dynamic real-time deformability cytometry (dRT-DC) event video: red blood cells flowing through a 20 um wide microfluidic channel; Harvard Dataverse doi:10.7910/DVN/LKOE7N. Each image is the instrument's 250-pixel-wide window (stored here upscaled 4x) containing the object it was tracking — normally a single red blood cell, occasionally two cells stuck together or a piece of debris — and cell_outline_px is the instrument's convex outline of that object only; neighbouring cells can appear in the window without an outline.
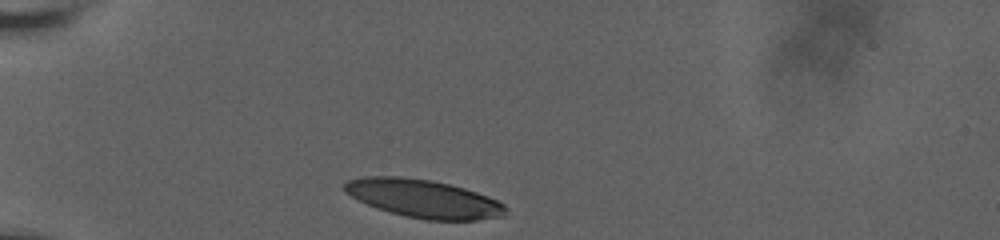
{"species": "human", "species_latin": "Homo sapiens", "temperature_condition": "room temperature", "stored_images_in_passage": 33, "camera_frame_rate_fps": 3000, "um_per_image_px": 0.085, "donor": {"sex": "male"}, "frame": {"image": 1, "passage_image": 1, "time_ms": 0.0, "image_size_px": [1000, 240], "cell_outline_px": [[508, 208], [504, 216], [476, 220], [428, 220], [404, 216], [388, 212], [376, 208], [344, 192], [340, 188], [348, 180], [360, 176], [400, 176], [432, 180], [464, 188], [488, 196], [504, 204]], "centroid_in_image_um": [35.98, 16.88], "position_along_channel_um": 49.0, "area_um2": 36.01}}
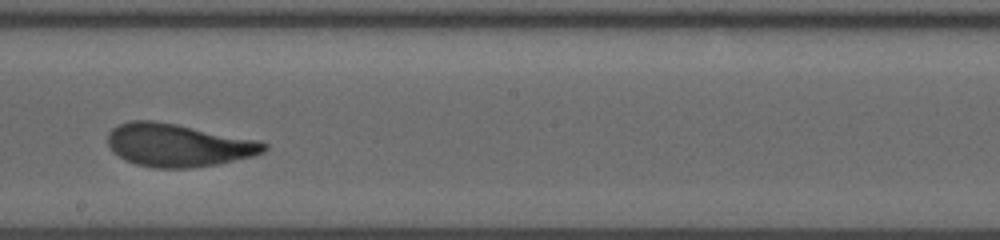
{"frame": {"image": 2, "passage_image": 19, "time_ms": 6.0, "image_size_px": [1000, 240], "cell_outline_px": [[268, 148], [264, 152], [252, 156], [220, 164], [192, 168], [156, 168], [136, 164], [124, 160], [112, 152], [108, 144], [108, 132], [112, 128], [120, 124], [132, 120], [152, 120], [176, 124], [260, 140], [268, 144]], "centroid_in_image_um": [15.15, 12.34], "position_along_channel_um": 233.0, "area_um2": 39.36}}
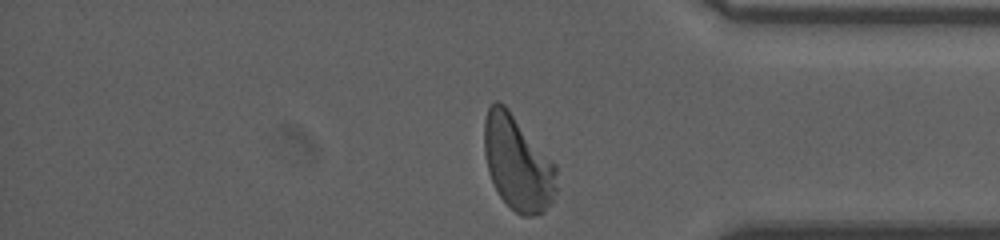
{"frame": {"image": 3, "passage_image": 33, "time_ms": 10.667, "image_size_px": [1000, 240], "cell_outline_px": [[556, 192], [552, 204], [544, 212], [536, 216], [520, 216], [500, 196], [488, 172], [484, 152], [484, 120], [488, 108], [496, 100], [504, 104], [508, 108], [556, 164]], "centroid_in_image_um": [44.01, 13.88], "position_along_channel_um": 391.2, "area_um2": 40.06}, "authors_computed_cell_mechanics": {"area_um2": 38.8416, "velocity_mm_per_s": 3.6295, "shape_relaxation_time_tau1_ms": 3.8597, "shape_relaxation_time_tau2_ms": 1.0946, "deformation_change_tau1": 0.1724, "deformation_change_tau2": 0.078}}